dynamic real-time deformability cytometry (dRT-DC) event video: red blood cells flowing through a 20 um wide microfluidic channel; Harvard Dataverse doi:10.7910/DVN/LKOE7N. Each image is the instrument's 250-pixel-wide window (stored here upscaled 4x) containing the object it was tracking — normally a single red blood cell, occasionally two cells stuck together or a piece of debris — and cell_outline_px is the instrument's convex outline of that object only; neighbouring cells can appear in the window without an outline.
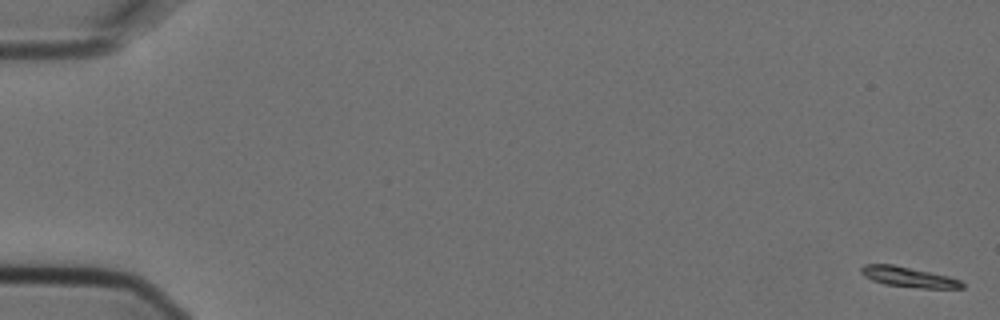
{"species": "Egyptian fruit bat (a non-hibernating species)", "species_latin": "Rousettus aegyptiacus", "temperature_condition": "cold", "stored_images_in_passage": 3, "segment_of_instrument_passage": [2, 2], "camera_frame_rate_fps": 3000, "um_per_image_px": 0.085, "animal": {"sex": "female"}, "frame": {"image": 1, "passage_image": 3, "time_ms": 0.667, "image_size_px": [1000, 320], "cell_outline_px": [[964, 288], [920, 288], [884, 284], [872, 280], [864, 276], [860, 272], [860, 268], [864, 264], [892, 264], [948, 276], [960, 280], [964, 284]], "centroid_in_image_um": [77.2, 23.54], "position_along_channel_um": 7.8, "area_um2": 11.79}}